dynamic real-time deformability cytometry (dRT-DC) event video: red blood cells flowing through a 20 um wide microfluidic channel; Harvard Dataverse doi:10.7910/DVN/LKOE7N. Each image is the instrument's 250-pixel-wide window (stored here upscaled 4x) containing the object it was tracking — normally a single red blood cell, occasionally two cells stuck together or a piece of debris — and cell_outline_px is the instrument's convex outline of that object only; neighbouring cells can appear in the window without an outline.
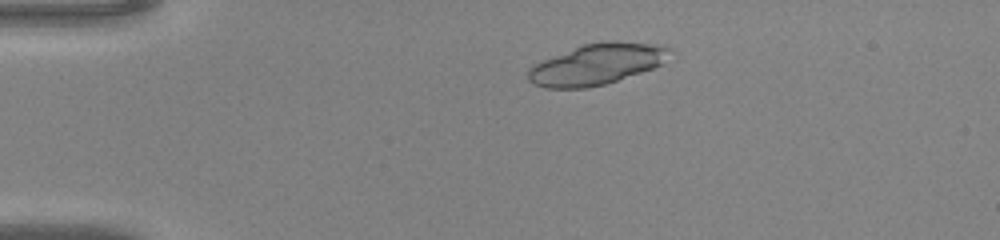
{"species": "common noctule bat (a hibernating species)", "species_latin": "Nyctalus noctula", "temperature_condition": "warm", "stored_images_in_passage": 43, "segment_of_instrument_passage": [1, 2], "camera_frame_rate_fps": 3000, "um_per_image_px": 0.085, "animal": {"sex": "male", "body_mass_g": 20.0, "forearm_length_mm": 53.3}, "frame": {"image": 1, "passage_image": 7, "time_ms": 2.0, "image_size_px": [1000, 240], "cell_outline_px": [[668, 48], [660, 64], [652, 68], [604, 84], [588, 88], [544, 88], [532, 84], [528, 80], [528, 68], [544, 60], [584, 44], [608, 40], [612, 40], [664, 44]], "centroid_in_image_um": [50.67, 5.46], "position_along_channel_um": 34.3, "area_um2": 33.18}}